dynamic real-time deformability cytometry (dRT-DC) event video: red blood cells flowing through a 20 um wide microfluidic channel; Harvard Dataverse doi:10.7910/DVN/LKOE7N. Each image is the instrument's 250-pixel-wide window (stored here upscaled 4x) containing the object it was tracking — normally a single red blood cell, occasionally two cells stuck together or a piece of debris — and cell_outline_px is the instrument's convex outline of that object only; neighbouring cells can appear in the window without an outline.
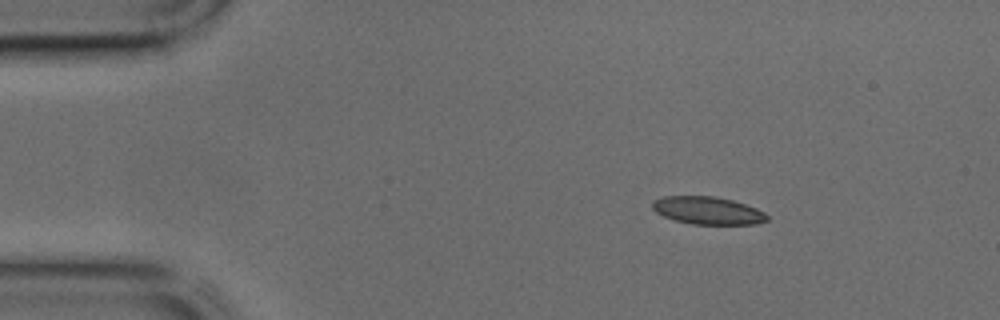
{"species": "common noctule bat (a hibernating species)", "species_latin": "Nyctalus noctula", "temperature_condition": "cold", "stored_images_in_passage": 38, "camera_frame_rate_fps": 3000, "um_per_image_px": 0.085, "animal": {"sex": "male", "body_mass_g": 17.9, "forearm_length_mm": 54.2}, "frame": {"image": 1, "passage_image": 1, "time_ms": 0.0, "image_size_px": [1000, 320], "cell_outline_px": [[768, 220], [756, 224], [692, 224], [676, 220], [664, 216], [656, 212], [652, 208], [652, 200], [664, 196], [716, 196], [732, 200], [756, 208], [764, 212], [768, 216]], "centroid_in_image_um": [60.15, 17.89], "position_along_channel_um": 24.9, "area_um2": 18.44}}
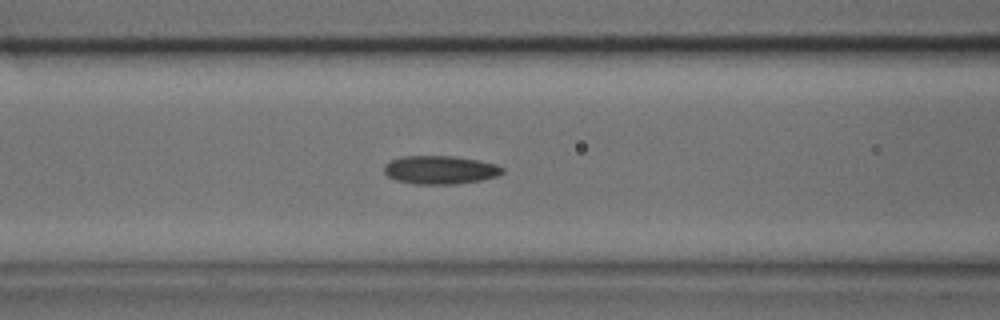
{"frame": {"image": 2, "passage_image": 12, "time_ms": 3.667, "image_size_px": [1000, 320], "cell_outline_px": [[504, 172], [496, 176], [480, 180], [456, 184], [416, 184], [396, 180], [388, 176], [384, 172], [384, 164], [400, 156], [452, 156], [476, 160], [496, 164], [504, 168]], "centroid_in_image_um": [37.39, 14.44], "position_along_channel_um": 129.2, "area_um2": 19.48}}
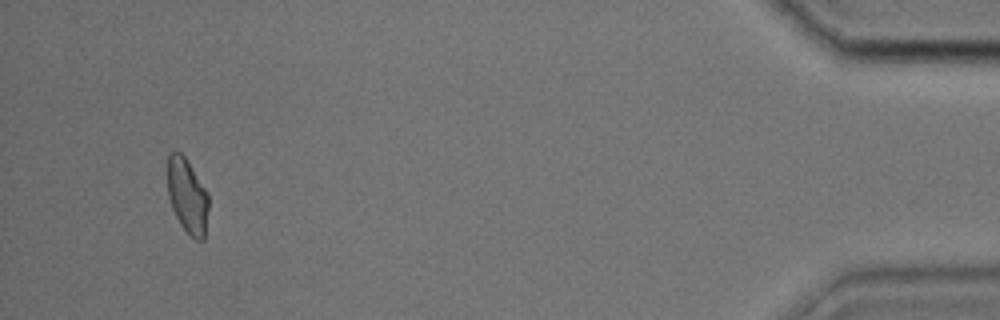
{"frame": {"image": 3, "passage_image": 36, "time_ms": 11.667, "image_size_px": [1000, 320], "cell_outline_px": [[208, 208], [204, 240], [196, 240], [180, 224], [172, 208], [168, 196], [168, 152], [180, 152], [184, 156], [208, 192]], "centroid_in_image_um": [15.92, 16.64], "position_along_channel_um": 419.3, "area_um2": 17.69}}